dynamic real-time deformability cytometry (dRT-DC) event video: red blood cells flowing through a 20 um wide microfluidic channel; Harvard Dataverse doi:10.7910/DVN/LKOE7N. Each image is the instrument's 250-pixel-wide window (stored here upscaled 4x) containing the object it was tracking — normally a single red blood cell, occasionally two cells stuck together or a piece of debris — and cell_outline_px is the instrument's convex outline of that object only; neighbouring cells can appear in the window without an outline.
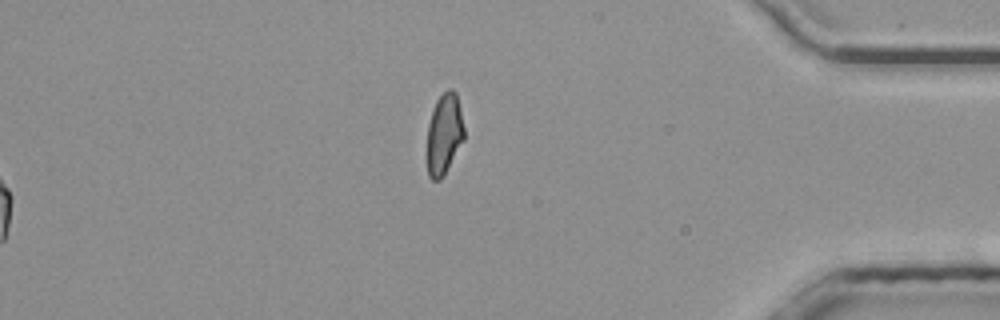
{"species": "common noctule bat (a hibernating species)", "species_latin": "Nyctalus noctula", "temperature_condition": "room temperature", "stored_images_in_passage": 53, "segment_of_instrument_passage": [2, 2], "camera_frame_rate_fps": 3000, "um_per_image_px": 0.085, "animal": {"sex": "male", "body_mass_g": 20.4}, "frame": {"image": 1, "passage_image": 53, "time_ms": 17.333, "image_size_px": [1000, 320], "cell_outline_px": [[464, 140], [444, 176], [440, 180], [432, 180], [428, 176], [428, 124], [436, 100], [448, 88], [452, 88], [456, 92], [460, 108], [464, 128]], "centroid_in_image_um": [37.77, 11.4], "position_along_channel_um": 397.4, "area_um2": 17.46}}